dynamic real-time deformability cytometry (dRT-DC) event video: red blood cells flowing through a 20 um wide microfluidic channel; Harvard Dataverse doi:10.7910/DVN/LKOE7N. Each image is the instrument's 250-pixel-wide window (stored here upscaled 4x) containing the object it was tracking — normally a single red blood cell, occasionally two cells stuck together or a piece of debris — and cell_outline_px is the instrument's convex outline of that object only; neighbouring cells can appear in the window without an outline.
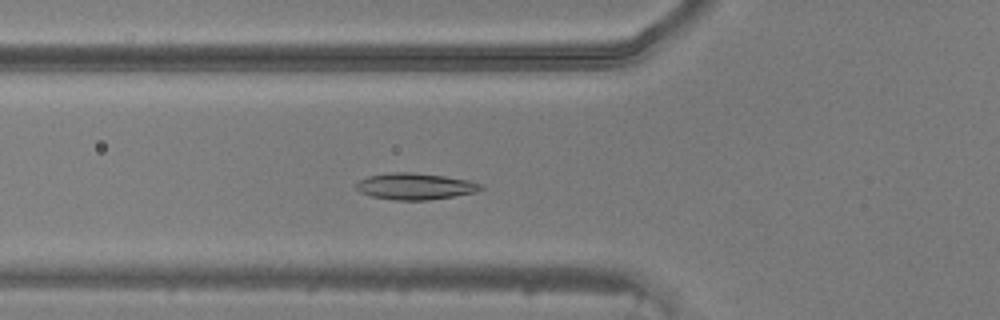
{"species": "common noctule bat (a hibernating species)", "species_latin": "Nyctalus noctula", "temperature_condition": "warm", "stored_images_in_passage": 47, "camera_frame_rate_fps": 3000, "um_per_image_px": 0.085, "animal": {"sex": "male", "body_mass_g": 20.5, "forearm_length_mm": 52.5}, "frame": {"image": 1, "passage_image": 16, "time_ms": 5.0, "image_size_px": [1000, 320], "cell_outline_px": [[484, 188], [476, 192], [428, 200], [392, 200], [372, 196], [360, 192], [356, 188], [356, 184], [360, 180], [368, 176], [392, 172], [412, 172], [444, 176], [468, 180], [480, 184]], "centroid_in_image_um": [35.27, 15.84], "position_along_channel_um": 90.5, "area_um2": 19.07}}
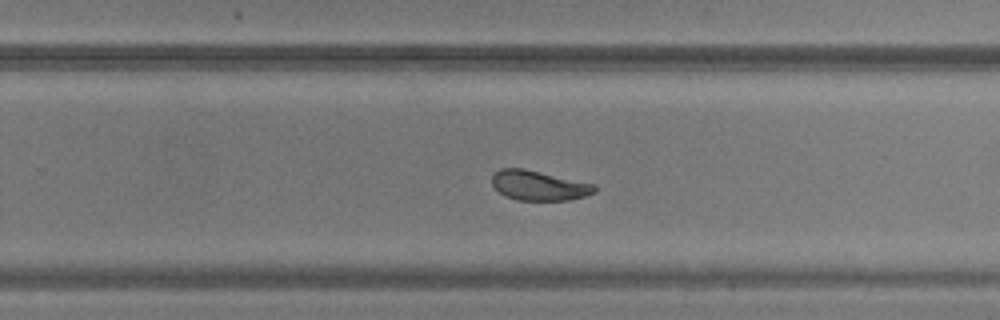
{"frame": {"image": 2, "passage_image": 30, "time_ms": 9.667, "image_size_px": [1000, 320], "cell_outline_px": [[596, 192], [584, 196], [568, 200], [516, 200], [504, 196], [492, 184], [492, 176], [500, 168], [524, 168], [596, 184]], "centroid_in_image_um": [45.81, 15.76], "position_along_channel_um": 284.0, "area_um2": 17.86}}
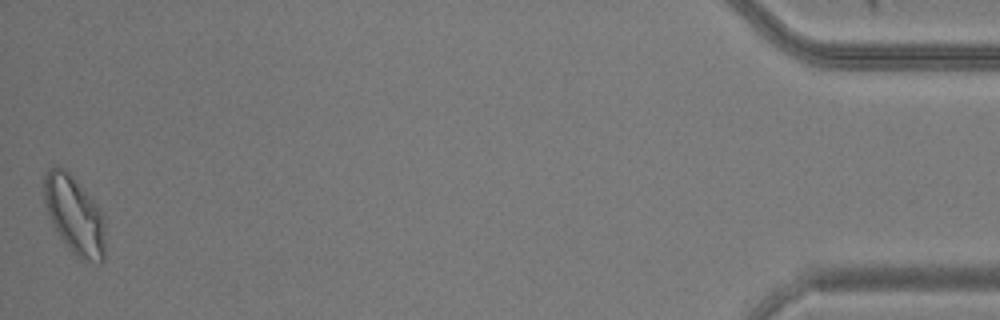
{"frame": {"image": 3, "passage_image": 47, "time_ms": 15.333, "image_size_px": [1000, 320], "cell_outline_px": [[104, 260], [100, 264], [96, 264], [80, 260], [72, 252], [60, 236], [44, 204], [44, 172], [48, 168], [56, 164], [64, 168], [72, 176], [96, 204], [104, 216]], "centroid_in_image_um": [6.33, 18.29], "position_along_channel_um": 428.9, "area_um2": 27.74}}